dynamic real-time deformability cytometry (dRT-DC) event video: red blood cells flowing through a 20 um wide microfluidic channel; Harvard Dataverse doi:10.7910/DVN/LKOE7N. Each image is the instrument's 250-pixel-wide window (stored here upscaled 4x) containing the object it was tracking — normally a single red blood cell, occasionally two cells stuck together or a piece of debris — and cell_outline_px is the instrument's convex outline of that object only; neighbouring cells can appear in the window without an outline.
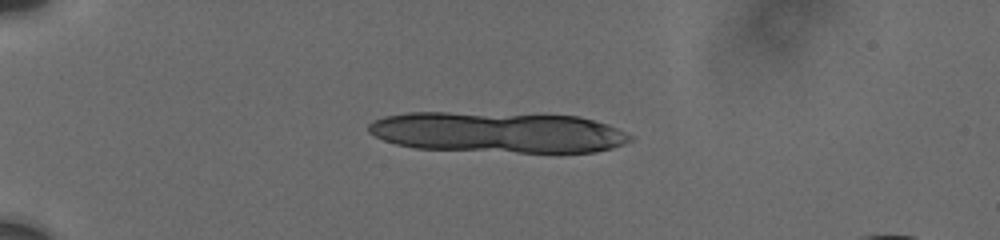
{"species": "human", "species_latin": "Homo sapiens", "temperature_condition": "cold", "stored_images_in_passage": 19, "camera_frame_rate_fps": 3000, "um_per_image_px": 0.085, "donor": {"sex": "male"}, "frame": {"image": 1, "passage_image": 14, "time_ms": 4.333, "image_size_px": [1000, 240], "cell_outline_px": [[632, 140], [624, 144], [612, 148], [596, 152], [516, 152], [416, 148], [396, 144], [384, 140], [368, 132], [368, 124], [372, 120], [384, 116], [408, 112], [448, 112], [580, 116], [608, 124], [632, 136]], "centroid_in_image_um": [42.3, 11.24], "position_along_channel_um": 42.7, "area_um2": 62.14}}